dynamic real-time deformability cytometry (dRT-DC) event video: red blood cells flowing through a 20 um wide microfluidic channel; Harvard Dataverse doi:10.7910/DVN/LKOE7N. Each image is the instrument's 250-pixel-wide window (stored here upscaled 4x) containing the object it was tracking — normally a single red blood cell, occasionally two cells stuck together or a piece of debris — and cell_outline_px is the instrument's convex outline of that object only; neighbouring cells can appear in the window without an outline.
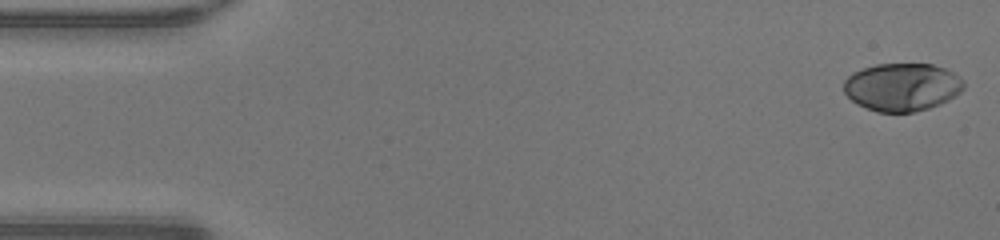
{"species": "human", "species_latin": "Homo sapiens", "temperature_condition": "warm", "stored_images_in_passage": 11, "camera_frame_rate_fps": 3000, "um_per_image_px": 0.085, "donor": {"sex": "male"}, "frame": {"image": 1, "passage_image": 1, "time_ms": 0.0, "image_size_px": [1000, 240], "cell_outline_px": [[964, 88], [956, 96], [940, 104], [928, 108], [912, 112], [876, 112], [852, 100], [844, 92], [844, 80], [852, 72], [876, 64], [932, 64], [944, 68], [960, 76], [964, 80]], "centroid_in_image_um": [76.7, 7.39], "position_along_channel_um": 8.3, "area_um2": 33.47}}